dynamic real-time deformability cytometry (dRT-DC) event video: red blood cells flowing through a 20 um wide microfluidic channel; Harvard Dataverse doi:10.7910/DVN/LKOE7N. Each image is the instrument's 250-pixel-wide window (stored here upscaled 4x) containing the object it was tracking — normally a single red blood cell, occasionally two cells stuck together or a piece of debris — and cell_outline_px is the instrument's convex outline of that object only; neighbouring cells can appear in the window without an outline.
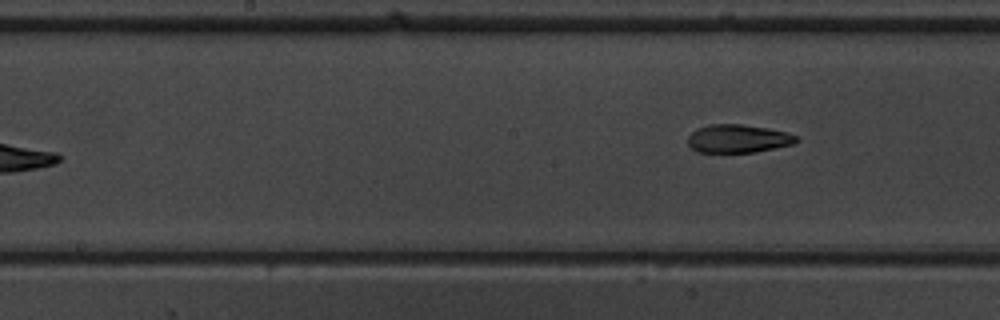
{"species": "common noctule bat (a hibernating species)", "species_latin": "Nyctalus noctula", "temperature_condition": "warm", "stored_images_in_passage": 9, "camera_frame_rate_fps": 3000, "um_per_image_px": 0.085, "animal": {"sex": "male", "body_mass_g": 19.5, "forearm_length_mm": 54.6}, "frame": {"image": 1, "passage_image": 9, "time_ms": 9.333, "image_size_px": [1000, 320], "cell_outline_px": [[800, 140], [796, 144], [756, 152], [696, 152], [688, 144], [688, 136], [692, 132], [708, 124], [740, 124], [768, 128], [788, 132], [796, 136]], "centroid_in_image_um": [62.78, 11.79], "position_along_channel_um": 185.4, "area_um2": 17.98}}